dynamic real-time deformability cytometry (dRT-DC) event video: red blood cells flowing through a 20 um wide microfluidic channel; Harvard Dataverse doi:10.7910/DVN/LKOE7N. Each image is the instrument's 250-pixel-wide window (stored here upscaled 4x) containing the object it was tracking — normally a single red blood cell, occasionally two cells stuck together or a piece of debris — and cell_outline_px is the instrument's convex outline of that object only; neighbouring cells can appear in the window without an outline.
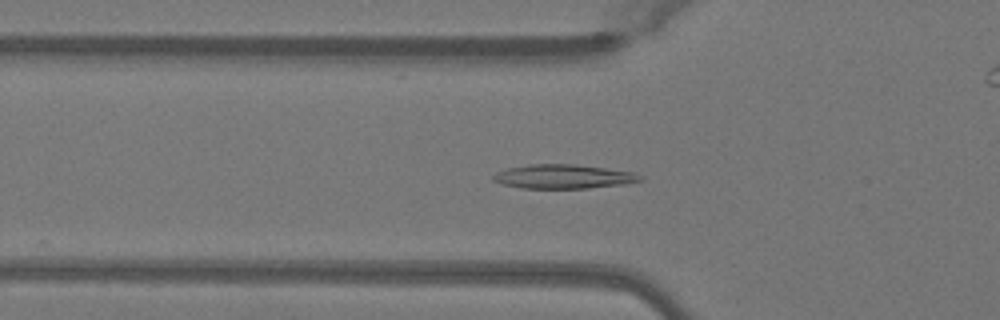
{"species": "Egyptian fruit bat (a non-hibernating species)", "species_latin": "Rousettus aegyptiacus", "temperature_condition": "warm", "stored_images_in_passage": 41, "camera_frame_rate_fps": 3000, "um_per_image_px": 0.085, "animal": {"sex": "female"}, "frame": {"image": 1, "passage_image": 7, "time_ms": 2.0, "image_size_px": [1000, 320], "cell_outline_px": [[644, 180], [624, 184], [588, 188], [520, 188], [504, 184], [492, 180], [492, 176], [496, 172], [508, 168], [528, 164], [576, 164], [632, 172], [640, 176]], "centroid_in_image_um": [47.86, 15.0], "position_along_channel_um": 77.9, "area_um2": 20.52}}
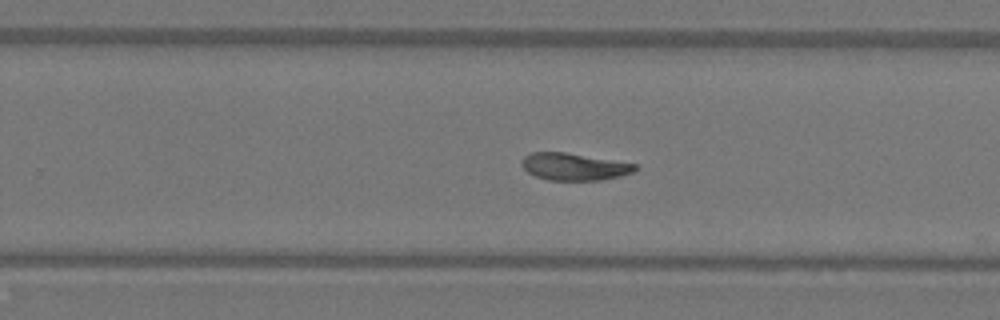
{"frame": {"image": 2, "passage_image": 22, "time_ms": 7.0, "image_size_px": [1000, 320], "cell_outline_px": [[636, 168], [632, 172], [620, 176], [604, 180], [548, 180], [536, 176], [528, 172], [520, 164], [520, 160], [524, 156], [532, 152], [564, 152], [636, 164]], "centroid_in_image_um": [48.75, 14.17], "position_along_channel_um": 281.1, "area_um2": 17.8}}
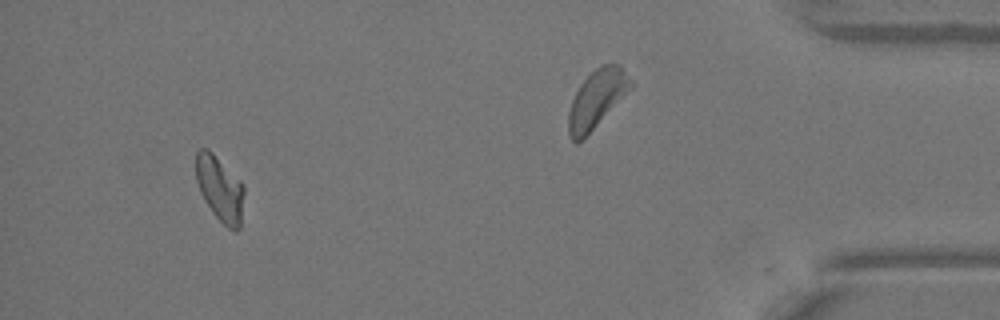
{"frame": {"image": 3, "passage_image": 37, "time_ms": 12.0, "image_size_px": [1000, 320], "cell_outline_px": [[244, 192], [240, 228], [236, 232], [228, 228], [212, 212], [204, 200], [200, 192], [196, 180], [196, 152], [200, 148], [208, 148], [244, 184]], "centroid_in_image_um": [18.69, 16.04], "position_along_channel_um": 416.5, "area_um2": 18.32}}